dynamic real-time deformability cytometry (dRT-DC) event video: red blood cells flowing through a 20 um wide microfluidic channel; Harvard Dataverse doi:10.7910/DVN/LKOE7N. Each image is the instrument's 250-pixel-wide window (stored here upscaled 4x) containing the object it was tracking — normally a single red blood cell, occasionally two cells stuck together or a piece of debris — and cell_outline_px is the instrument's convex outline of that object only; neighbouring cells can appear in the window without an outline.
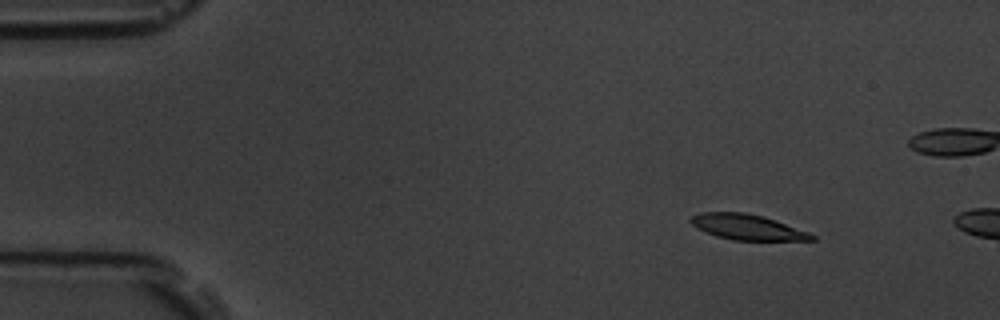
{"species": "common noctule bat (a hibernating species)", "species_latin": "Nyctalus noctula", "temperature_condition": "room temperature", "stored_images_in_passage": 4, "camera_frame_rate_fps": 3000, "um_per_image_px": 0.085, "animal": {"sex": "male", "body_mass_g": 19.5, "forearm_length_mm": 54.6}, "frame": {"image": 1, "passage_image": 2, "time_ms": 2.0, "image_size_px": [1000, 320], "cell_outline_px": [[816, 240], [732, 240], [716, 236], [696, 228], [688, 220], [692, 216], [700, 212], [744, 212], [764, 216], [808, 232], [816, 236]], "centroid_in_image_um": [63.49, 19.3], "position_along_channel_um": 21.5, "area_um2": 17.92}}